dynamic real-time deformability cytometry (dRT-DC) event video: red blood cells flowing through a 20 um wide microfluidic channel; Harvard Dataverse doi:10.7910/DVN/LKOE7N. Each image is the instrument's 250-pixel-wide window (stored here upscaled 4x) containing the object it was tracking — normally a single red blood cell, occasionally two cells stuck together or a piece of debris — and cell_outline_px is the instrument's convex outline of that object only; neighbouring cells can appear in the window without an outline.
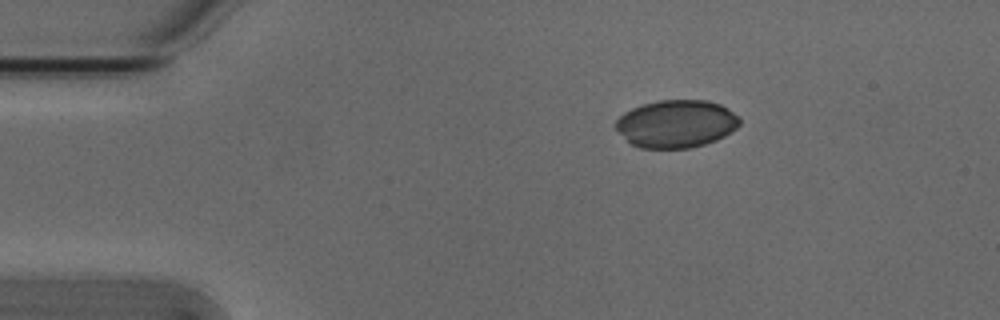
{"species": "Egyptian fruit bat (a non-hibernating species)", "species_latin": "Rousettus aegyptiacus", "temperature_condition": "cold", "stored_images_in_passage": 45, "camera_frame_rate_fps": 3000, "um_per_image_px": 0.085, "animal": {"sex": "male"}, "frame": {"image": 1, "passage_image": 1, "time_ms": 0.0, "image_size_px": [1000, 320], "cell_outline_px": [[740, 124], [732, 132], [716, 140], [704, 144], [688, 148], [640, 148], [632, 144], [616, 128], [616, 120], [624, 112], [632, 108], [656, 100], [708, 100], [720, 104], [728, 108], [740, 116]], "centroid_in_image_um": [57.52, 10.51], "position_along_channel_um": 27.5, "area_um2": 34.45}}
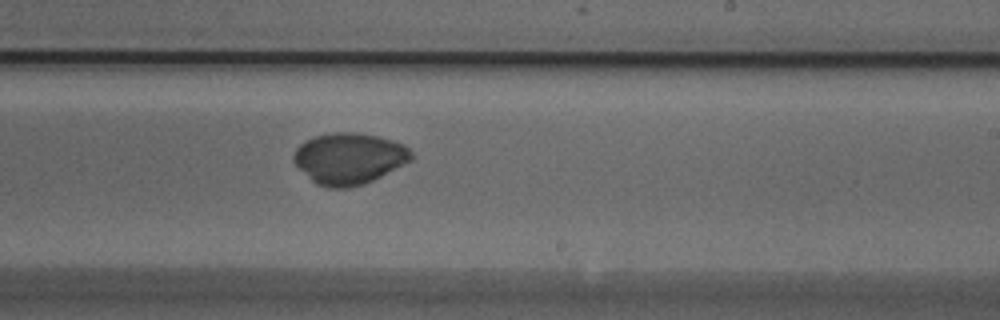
{"frame": {"image": 2, "passage_image": 24, "time_ms": 7.667, "image_size_px": [1000, 320], "cell_outline_px": [[412, 160], [364, 184], [348, 188], [328, 188], [316, 184], [292, 160], [292, 156], [296, 148], [304, 140], [316, 136], [332, 132], [356, 132], [376, 136], [392, 140], [404, 144], [412, 152]], "centroid_in_image_um": [29.66, 13.46], "position_along_channel_um": 259.3, "area_um2": 35.03}}
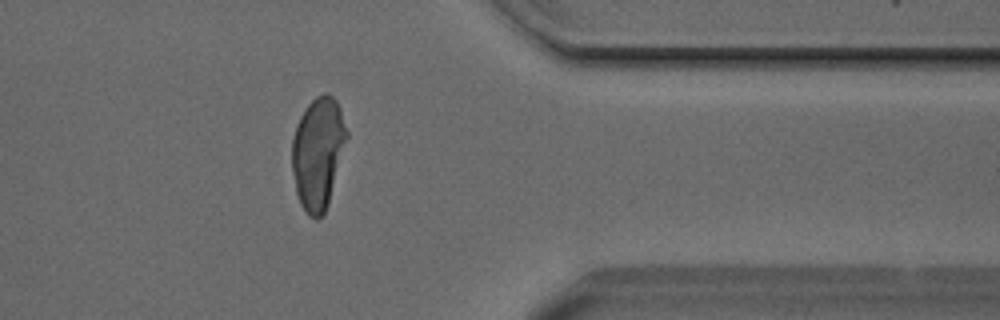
{"frame": {"image": 3, "passage_image": 35, "time_ms": 11.333, "image_size_px": [1000, 320], "cell_outline_px": [[348, 136], [328, 204], [324, 212], [316, 220], [308, 216], [300, 204], [296, 192], [292, 172], [292, 136], [296, 124], [300, 116], [308, 104], [316, 96], [324, 92], [328, 92], [336, 100], [340, 108], [348, 132]], "centroid_in_image_um": [27.02, 12.98], "position_along_channel_um": 384.4, "area_um2": 35.84}}